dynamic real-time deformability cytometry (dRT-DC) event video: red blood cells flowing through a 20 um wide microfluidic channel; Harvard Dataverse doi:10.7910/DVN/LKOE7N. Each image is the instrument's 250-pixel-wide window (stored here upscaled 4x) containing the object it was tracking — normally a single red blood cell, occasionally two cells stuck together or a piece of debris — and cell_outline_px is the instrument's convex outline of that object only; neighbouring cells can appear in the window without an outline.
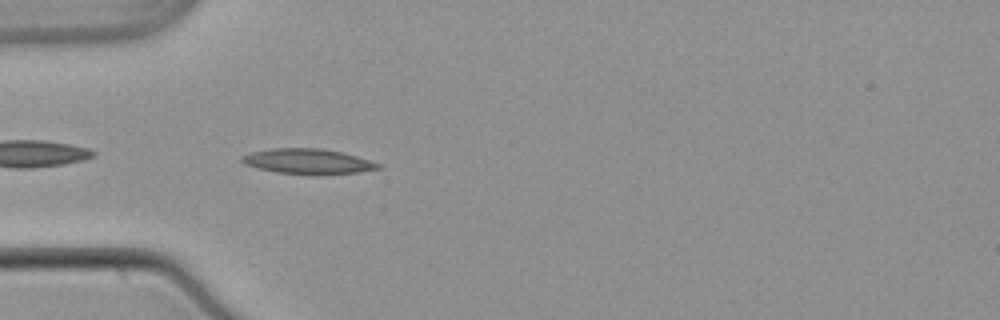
{"species": "common noctule bat (a hibernating species)", "species_latin": "Nyctalus noctula", "temperature_condition": "warm", "stored_images_in_passage": 40, "camera_frame_rate_fps": 3000, "um_per_image_px": 0.085, "animal": {"sex": "male", "body_mass_g": 21.5, "forearm_length_mm": 52.0}, "frame": {"image": 1, "passage_image": 3, "time_ms": 0.667, "image_size_px": [1000, 320], "cell_outline_px": [[384, 168], [356, 172], [276, 172], [256, 168], [244, 164], [240, 160], [240, 156], [248, 152], [272, 148], [320, 148], [340, 152], [356, 156], [384, 164]], "centroid_in_image_um": [26.12, 13.67], "position_along_channel_um": 58.9, "area_um2": 19.36}}
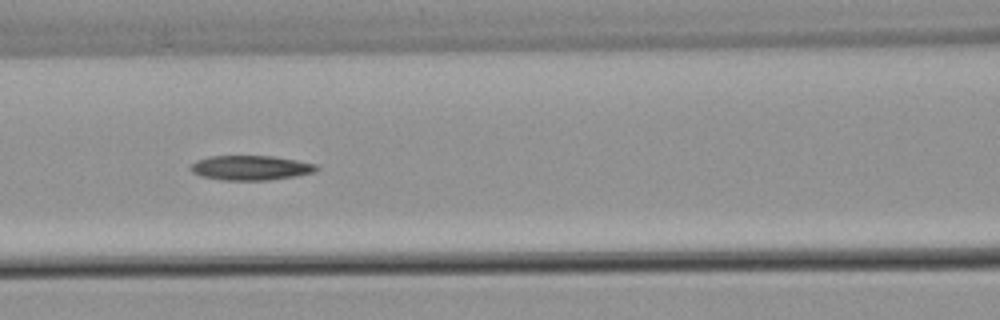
{"frame": {"image": 2, "passage_image": 10, "time_ms": 3.0, "image_size_px": [1000, 320], "cell_outline_px": [[320, 168], [312, 172], [296, 176], [268, 180], [224, 180], [200, 176], [192, 172], [188, 168], [196, 160], [208, 156], [272, 156], [296, 160], [316, 164]], "centroid_in_image_um": [21.27, 14.26], "position_along_channel_um": 145.3, "area_um2": 18.09}}
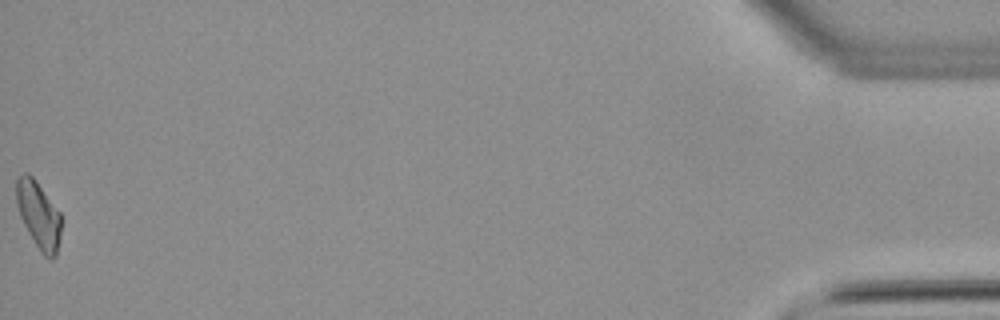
{"frame": {"image": 3, "passage_image": 40, "time_ms": 13.0, "image_size_px": [1000, 320], "cell_outline_px": [[60, 236], [56, 256], [52, 260], [48, 260], [40, 252], [28, 232], [20, 216], [16, 204], [16, 180], [24, 172], [28, 172], [36, 180], [60, 212]], "centroid_in_image_um": [3.27, 18.28], "position_along_channel_um": 431.9, "area_um2": 17.57}}